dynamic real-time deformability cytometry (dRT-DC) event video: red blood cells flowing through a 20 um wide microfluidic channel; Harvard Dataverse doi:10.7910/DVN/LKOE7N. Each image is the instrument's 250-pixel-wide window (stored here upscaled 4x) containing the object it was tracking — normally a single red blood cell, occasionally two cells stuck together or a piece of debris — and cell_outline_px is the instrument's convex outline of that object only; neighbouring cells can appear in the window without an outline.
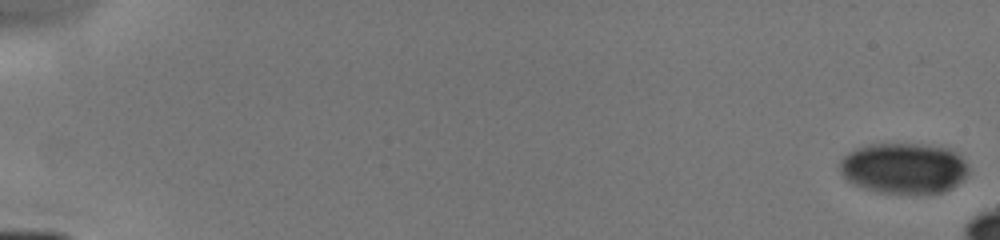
{"species": "human", "species_latin": "Homo sapiens", "temperature_condition": "cold", "stored_images_in_passage": 5, "camera_frame_rate_fps": 3000, "um_per_image_px": 0.085, "donor": {"sex": "male"}, "frame": {"image": 1, "passage_image": 1, "time_ms": 0.0, "image_size_px": [1000, 240], "cell_outline_px": [[968, 172], [952, 188], [940, 192], [876, 192], [852, 184], [840, 172], [840, 160], [848, 152], [856, 148], [868, 144], [916, 144], [944, 148], [956, 152], [968, 164]], "centroid_in_image_um": [76.78, 14.28], "position_along_channel_um": 8.2, "area_um2": 37.57}}